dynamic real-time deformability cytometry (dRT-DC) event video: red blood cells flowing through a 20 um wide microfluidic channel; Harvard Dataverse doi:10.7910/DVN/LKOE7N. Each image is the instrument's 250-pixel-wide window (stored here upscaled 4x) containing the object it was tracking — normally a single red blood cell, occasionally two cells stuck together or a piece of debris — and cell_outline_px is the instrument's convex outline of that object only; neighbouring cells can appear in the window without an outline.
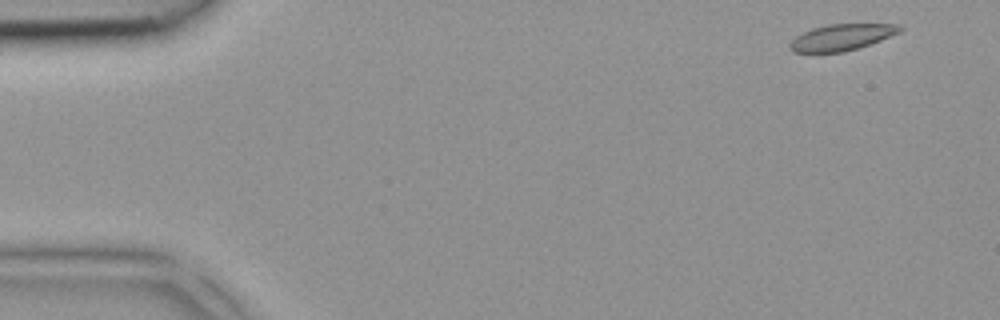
{"species": "common noctule bat (a hibernating species)", "species_latin": "Nyctalus noctula", "temperature_condition": "room temperature", "stored_images_in_passage": 4, "camera_frame_rate_fps": 3000, "um_per_image_px": 0.085, "animal": {"sex": "female", "body_mass_g": 18.4}, "frame": {"image": 1, "passage_image": 1, "time_ms": 0.0, "image_size_px": [1000, 320], "cell_outline_px": [[904, 28], [900, 32], [880, 40], [844, 52], [792, 52], [788, 48], [788, 44], [796, 36], [812, 28], [828, 24], [900, 24]], "centroid_in_image_um": [71.52, 3.16], "position_along_channel_um": 13.5, "area_um2": 16.76}}
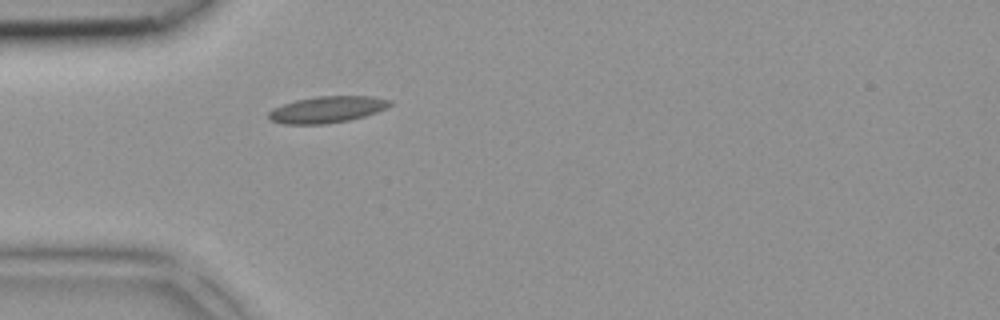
{"frame": {"image": 2, "passage_image": 4, "time_ms": 1.0, "image_size_px": [1000, 320], "cell_outline_px": [[392, 104], [388, 108], [364, 116], [348, 120], [324, 124], [284, 124], [268, 120], [268, 112], [272, 108], [296, 100], [316, 96], [372, 96], [392, 100]], "centroid_in_image_um": [27.8, 9.3], "position_along_channel_um": 57.2, "area_um2": 18.84}}